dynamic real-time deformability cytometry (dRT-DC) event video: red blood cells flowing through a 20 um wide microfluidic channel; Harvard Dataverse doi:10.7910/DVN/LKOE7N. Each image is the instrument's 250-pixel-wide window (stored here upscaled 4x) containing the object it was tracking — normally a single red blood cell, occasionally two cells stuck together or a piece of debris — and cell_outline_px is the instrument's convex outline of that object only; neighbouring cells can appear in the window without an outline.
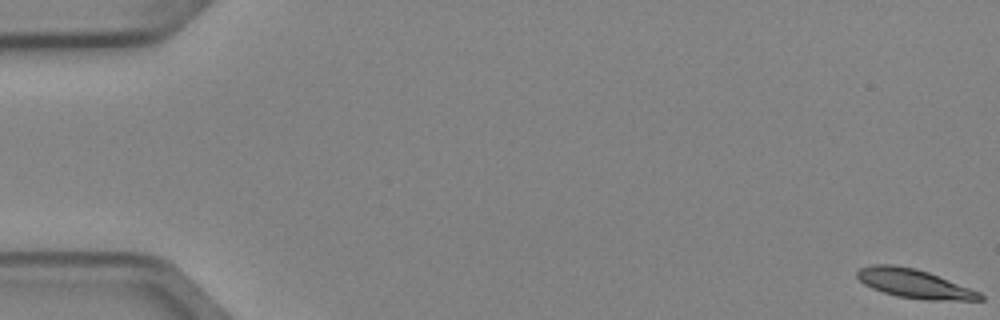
{"species": "Egyptian fruit bat (a non-hibernating species)", "species_latin": "Rousettus aegyptiacus", "temperature_condition": "cold", "stored_images_in_passage": 5, "camera_frame_rate_fps": 3000, "um_per_image_px": 0.085, "animal": {"sex": "female"}, "frame": {"image": 1, "passage_image": 1, "time_ms": 0.0, "image_size_px": [1000, 320], "cell_outline_px": [[984, 300], [924, 300], [896, 296], [872, 288], [864, 284], [856, 276], [856, 272], [860, 268], [872, 264], [892, 264], [916, 268], [928, 272], [980, 292], [984, 296]], "centroid_in_image_um": [77.7, 24.1], "position_along_channel_um": 7.3, "area_um2": 20.69}}
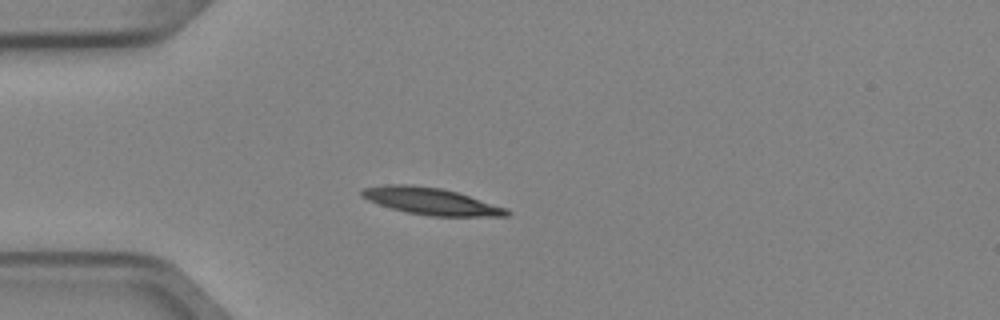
{"frame": {"image": 2, "passage_image": 5, "time_ms": 1.333, "image_size_px": [1000, 320], "cell_outline_px": [[512, 212], [508, 216], [428, 216], [408, 212], [392, 208], [368, 200], [360, 196], [360, 192], [364, 188], [388, 184], [408, 184], [440, 188], [456, 192], [508, 208]], "centroid_in_image_um": [36.66, 17.1], "position_along_channel_um": 48.3, "area_um2": 22.54}}